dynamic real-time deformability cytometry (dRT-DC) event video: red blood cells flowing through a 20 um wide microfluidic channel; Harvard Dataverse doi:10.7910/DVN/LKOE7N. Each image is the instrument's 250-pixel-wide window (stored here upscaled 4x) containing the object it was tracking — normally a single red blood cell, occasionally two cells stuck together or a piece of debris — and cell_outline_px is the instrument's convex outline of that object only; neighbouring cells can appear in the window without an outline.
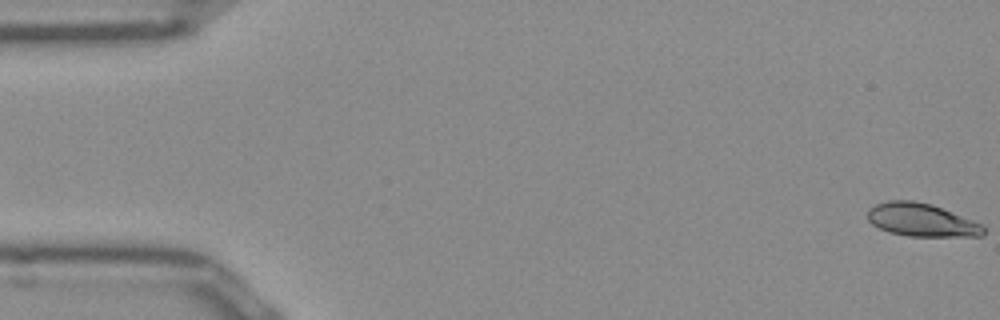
{"species": "Egyptian fruit bat (a non-hibernating species)", "species_latin": "Rousettus aegyptiacus", "temperature_condition": "room temperature", "stored_images_in_passage": 53, "camera_frame_rate_fps": 3000, "um_per_image_px": 0.085, "frame": {"image": 1, "passage_image": 1, "time_ms": 0.0, "image_size_px": [1000, 320], "cell_outline_px": [[984, 236], [908, 236], [892, 232], [880, 228], [872, 224], [868, 220], [868, 212], [876, 204], [888, 200], [912, 200], [932, 204], [984, 224]], "centroid_in_image_um": [78.37, 18.69], "position_along_channel_um": 6.6, "area_um2": 22.25}}
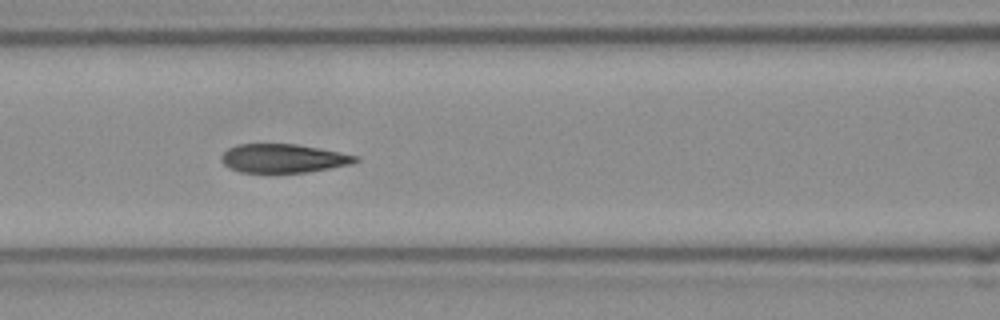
{"frame": {"image": 2, "passage_image": 22, "time_ms": 7.0, "image_size_px": [1000, 320], "cell_outline_px": [[360, 160], [352, 164], [308, 172], [240, 172], [228, 168], [220, 160], [220, 156], [228, 148], [236, 144], [296, 144], [360, 156]], "centroid_in_image_um": [24.06, 13.46], "position_along_channel_um": 142.5, "area_um2": 22.48}}
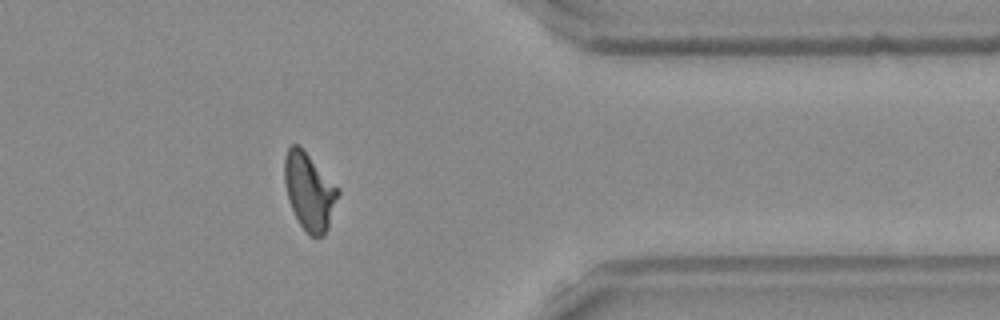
{"frame": {"image": 3, "passage_image": 42, "time_ms": 13.667, "image_size_px": [1000, 320], "cell_outline_px": [[340, 192], [328, 228], [324, 236], [308, 236], [300, 224], [288, 200], [284, 180], [284, 156], [288, 148], [292, 144], [300, 144], [340, 188]], "centroid_in_image_um": [26.3, 16.23], "position_along_channel_um": 385.1, "area_um2": 24.45}, "authors_computed_cell_mechanics": {"area_um2": 23.3512, "velocity_mm_per_s": 3.9122, "shape_relaxation_time_tau1_ms": 6.3863, "shape_relaxation_time_tau2_ms": 1.2269, "deformation_change_tau1": 0.2054, "deformation_change_tau2": 0.0809}}